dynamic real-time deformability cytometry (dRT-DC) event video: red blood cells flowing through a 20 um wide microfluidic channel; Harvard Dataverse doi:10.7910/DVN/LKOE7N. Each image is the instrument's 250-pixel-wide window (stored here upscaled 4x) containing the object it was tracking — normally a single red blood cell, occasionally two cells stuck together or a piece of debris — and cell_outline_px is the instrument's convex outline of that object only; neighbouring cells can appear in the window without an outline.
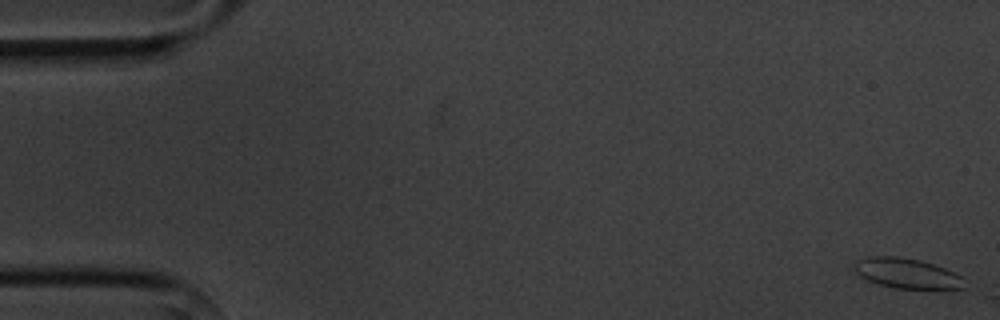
{"species": "common noctule bat (a hibernating species)", "species_latin": "Nyctalus noctula", "temperature_condition": "cold", "stored_images_in_passage": 3, "camera_frame_rate_fps": 3000, "um_per_image_px": 0.085, "animal": {"sex": "male", "body_mass_g": 20.1, "forearm_length_mm": 53.5}, "frame": {"image": 1, "passage_image": 1, "time_ms": 0.0, "image_size_px": [1000, 320], "cell_outline_px": [[968, 280], [964, 288], [896, 288], [880, 284], [868, 280], [860, 276], [848, 264], [864, 256], [896, 256], [920, 260], [944, 268]], "centroid_in_image_um": [77.01, 23.21], "position_along_channel_um": 8.0, "area_um2": 19.42}}